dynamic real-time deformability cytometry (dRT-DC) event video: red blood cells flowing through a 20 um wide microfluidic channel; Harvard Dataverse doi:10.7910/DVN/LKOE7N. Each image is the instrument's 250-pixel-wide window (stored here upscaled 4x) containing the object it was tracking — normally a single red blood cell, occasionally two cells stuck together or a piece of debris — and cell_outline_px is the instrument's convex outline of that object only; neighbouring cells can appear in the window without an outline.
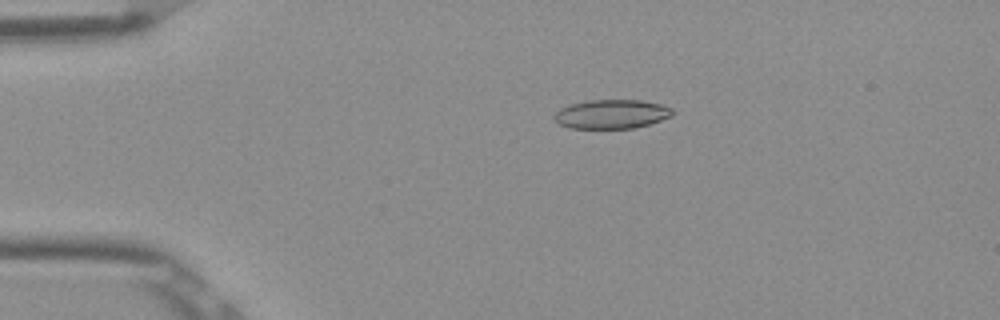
{"species": "Egyptian fruit bat (a non-hibernating species)", "species_latin": "Rousettus aegyptiacus", "temperature_condition": "room temperature", "stored_images_in_passage": 52, "camera_frame_rate_fps": 3000, "um_per_image_px": 0.085, "frame": {"image": 1, "passage_image": 11, "time_ms": 3.333, "image_size_px": [1000, 320], "cell_outline_px": [[672, 116], [636, 128], [572, 128], [560, 124], [552, 116], [560, 108], [572, 104], [588, 100], [640, 100], [660, 104], [672, 108]], "centroid_in_image_um": [51.98, 9.69], "position_along_channel_um": 33.0, "area_um2": 19.83}}
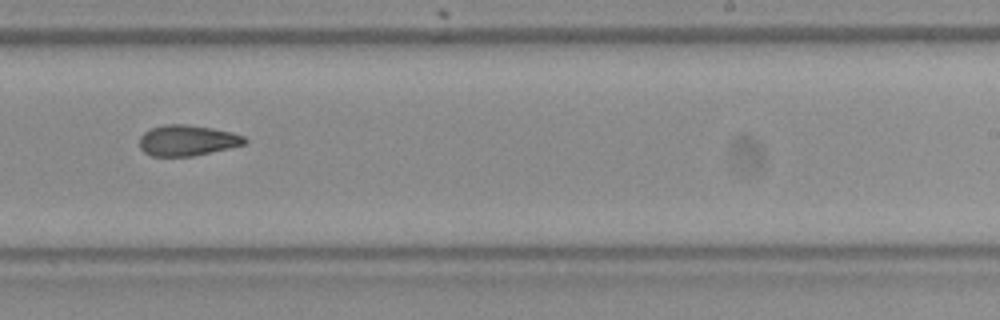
{"frame": {"image": 2, "passage_image": 33, "time_ms": 10.667, "image_size_px": [1000, 320], "cell_outline_px": [[248, 140], [244, 144], [228, 148], [192, 156], [152, 156], [144, 152], [140, 148], [140, 136], [144, 132], [152, 128], [164, 124], [188, 124], [212, 128], [232, 132], [244, 136]], "centroid_in_image_um": [15.91, 11.92], "position_along_channel_um": 273.1, "area_um2": 18.79}}
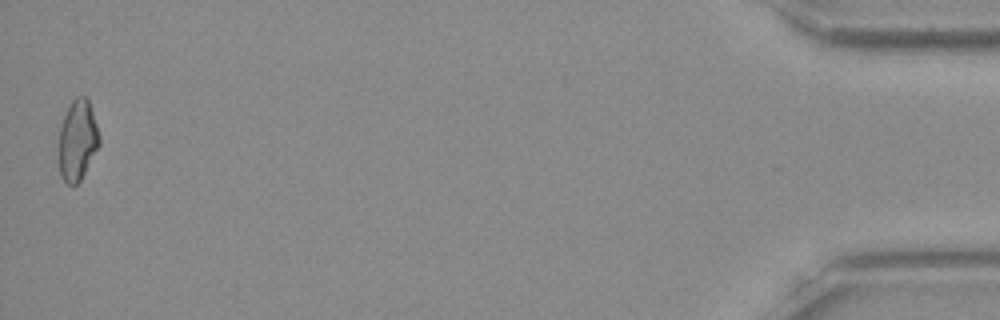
{"frame": {"image": 3, "passage_image": 52, "time_ms": 17.0, "image_size_px": [1000, 320], "cell_outline_px": [[100, 144], [80, 180], [76, 184], [68, 184], [60, 176], [60, 128], [64, 116], [72, 100], [76, 96], [88, 96], [100, 136]], "centroid_in_image_um": [6.61, 11.88], "position_along_channel_um": 428.6, "area_um2": 18.73}, "authors_computed_cell_mechanics": {"area_um2": 19.3341, "velocity_mm_per_s": 3.9005, "shape_relaxation_time_tau1_ms": null, "shape_relaxation_time_tau2_ms": 4.2298, "deformation_change_tau1": null, "deformation_change_tau2": 0.1206}}